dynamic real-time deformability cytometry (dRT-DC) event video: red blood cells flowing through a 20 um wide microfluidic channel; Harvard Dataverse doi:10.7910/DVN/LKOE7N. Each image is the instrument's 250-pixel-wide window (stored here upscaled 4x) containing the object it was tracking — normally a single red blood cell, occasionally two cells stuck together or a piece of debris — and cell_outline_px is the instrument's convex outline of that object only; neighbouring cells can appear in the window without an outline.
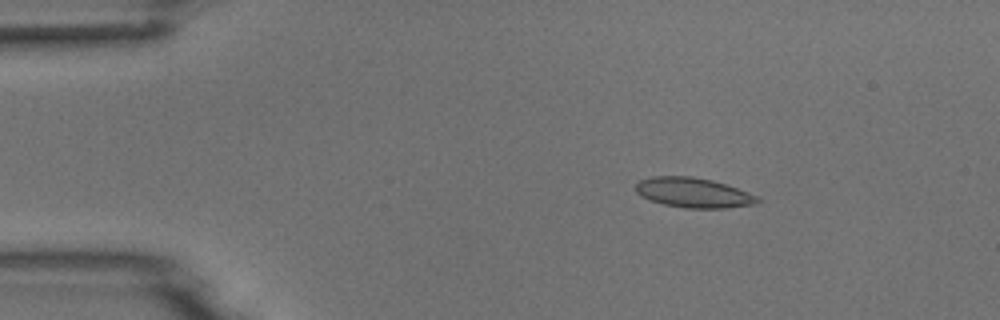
{"species": "common noctule bat (a hibernating species)", "species_latin": "Nyctalus noctula", "temperature_condition": "room temperature", "stored_images_in_passage": 3, "camera_frame_rate_fps": 3000, "um_per_image_px": 0.085, "animal": {"sex": "male", "body_mass_g": 18.8}, "frame": {"image": 1, "passage_image": 1, "time_ms": 0.0, "image_size_px": [1000, 320], "cell_outline_px": [[760, 200], [756, 204], [724, 208], [684, 208], [664, 204], [640, 196], [636, 192], [636, 184], [640, 180], [652, 176], [692, 176], [712, 180], [748, 192], [756, 196]], "centroid_in_image_um": [58.91, 16.37], "position_along_channel_um": 26.1, "area_um2": 21.04}}